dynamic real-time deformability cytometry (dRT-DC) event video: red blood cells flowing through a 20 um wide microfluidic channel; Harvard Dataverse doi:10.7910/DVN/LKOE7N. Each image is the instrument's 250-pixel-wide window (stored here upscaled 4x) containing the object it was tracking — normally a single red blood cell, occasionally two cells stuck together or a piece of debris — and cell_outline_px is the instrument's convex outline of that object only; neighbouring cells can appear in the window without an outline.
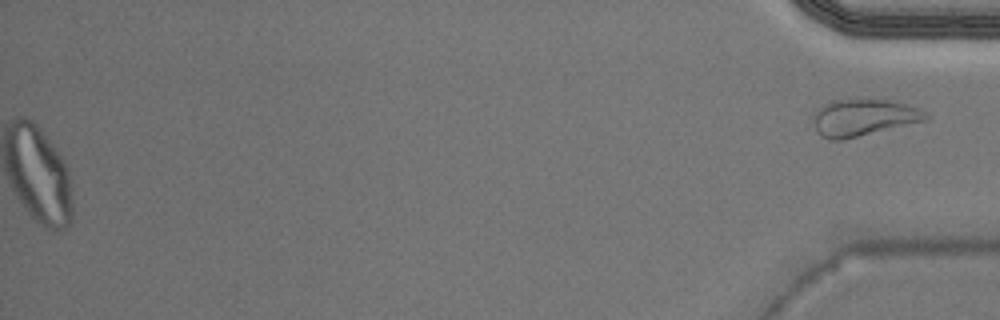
{"species": "Egyptian fruit bat (a non-hibernating species)", "species_latin": "Rousettus aegyptiacus", "temperature_condition": "warm", "stored_images_in_passage": 42, "segment_of_instrument_passage": [2, 2], "camera_frame_rate_fps": 3000, "um_per_image_px": 0.085, "animal": {"sex": "male"}, "frame": {"image": 1, "passage_image": 42, "time_ms": 13.667, "image_size_px": [1000, 320], "cell_outline_px": [[932, 116], [928, 120], [844, 140], [828, 140], [820, 136], [816, 132], [812, 124], [812, 116], [816, 108], [832, 100], [892, 100], [928, 112]], "centroid_in_image_um": [73.36, 10.01], "position_along_channel_um": 361.8, "area_um2": 24.57}}